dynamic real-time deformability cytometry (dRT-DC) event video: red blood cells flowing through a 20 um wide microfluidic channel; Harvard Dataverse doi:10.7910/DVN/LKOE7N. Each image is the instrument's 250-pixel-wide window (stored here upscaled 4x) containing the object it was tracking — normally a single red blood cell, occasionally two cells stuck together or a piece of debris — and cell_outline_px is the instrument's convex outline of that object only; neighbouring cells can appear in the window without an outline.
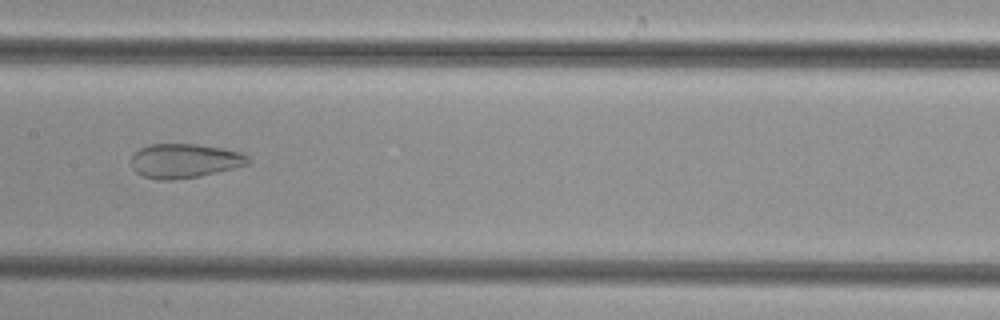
{"species": "common noctule bat (a hibernating species)", "species_latin": "Nyctalus noctula", "temperature_condition": "cold", "stored_images_in_passage": 50, "camera_frame_rate_fps": 3000, "um_per_image_px": 0.085, "animal": {"sex": "female", "body_mass_g": 29.2, "forearm_length_mm": 56.3}, "frame": {"image": 1, "passage_image": 25, "time_ms": 8.0, "image_size_px": [1000, 320], "cell_outline_px": [[252, 160], [248, 164], [200, 176], [172, 180], [160, 180], [144, 176], [136, 172], [132, 168], [132, 156], [140, 148], [148, 144], [196, 144], [220, 148], [240, 152], [248, 156]], "centroid_in_image_um": [15.68, 13.67], "position_along_channel_um": 191.7, "area_um2": 23.18}}
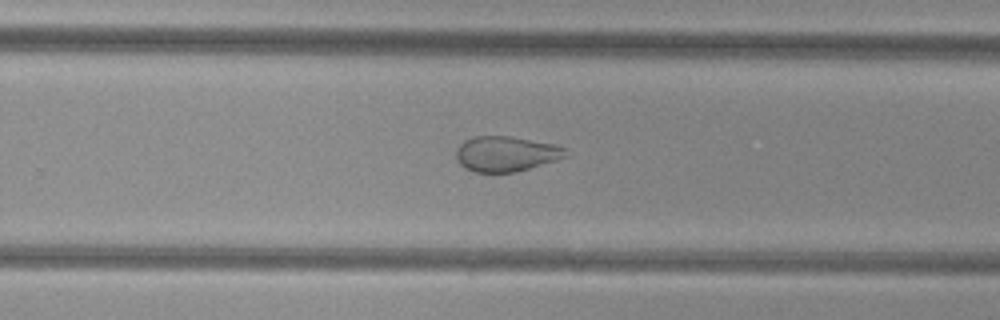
{"frame": {"image": 2, "passage_image": 32, "time_ms": 10.333, "image_size_px": [1000, 320], "cell_outline_px": [[568, 156], [556, 160], [516, 172], [476, 172], [464, 168], [456, 160], [456, 148], [464, 140], [476, 136], [512, 136], [556, 144], [568, 148]], "centroid_in_image_um": [43.03, 13.06], "position_along_channel_um": 286.8, "area_um2": 22.77}}
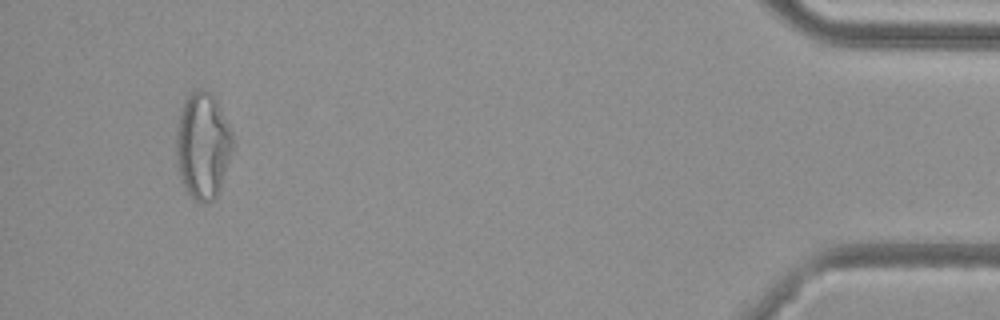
{"frame": {"image": 3, "passage_image": 47, "time_ms": 15.333, "image_size_px": [1000, 320], "cell_outline_px": [[232, 152], [220, 188], [216, 196], [212, 200], [200, 204], [192, 200], [184, 188], [180, 180], [176, 164], [176, 124], [184, 100], [196, 88], [204, 88], [216, 96], [232, 132]], "centroid_in_image_um": [17.21, 12.37], "position_along_channel_um": 418.0, "area_um2": 35.84}}